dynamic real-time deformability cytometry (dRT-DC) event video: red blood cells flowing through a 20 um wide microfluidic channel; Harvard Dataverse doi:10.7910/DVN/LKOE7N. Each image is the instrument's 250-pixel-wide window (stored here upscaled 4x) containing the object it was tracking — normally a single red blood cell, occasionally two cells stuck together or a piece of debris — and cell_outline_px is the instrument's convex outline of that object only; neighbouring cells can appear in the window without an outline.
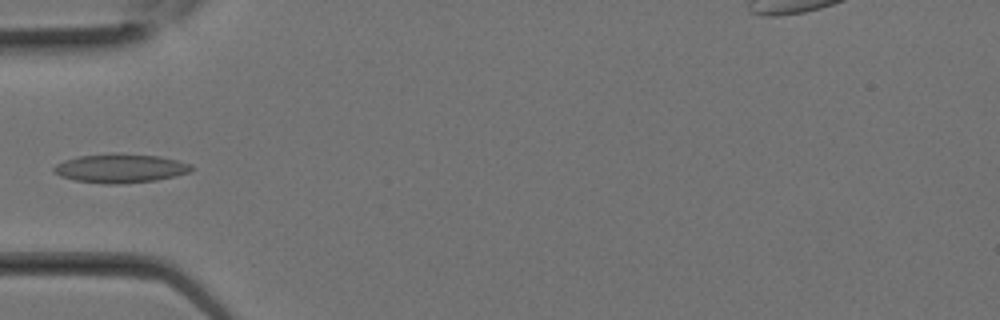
{"species": "Egyptian fruit bat (a non-hibernating species)", "species_latin": "Rousettus aegyptiacus", "temperature_condition": "room temperature", "stored_images_in_passage": 6, "camera_frame_rate_fps": 3000, "um_per_image_px": 0.085, "animal": {"sex": "female"}, "frame": {"image": 1, "passage_image": 5, "time_ms": 1.333, "image_size_px": [1000, 320], "cell_outline_px": [[196, 168], [188, 172], [176, 176], [156, 180], [120, 184], [104, 184], [76, 180], [60, 176], [52, 172], [52, 168], [56, 164], [64, 160], [80, 156], [112, 152], [116, 152], [160, 156], [192, 164]], "centroid_in_image_um": [10.23, 14.29], "position_along_channel_um": 74.8, "area_um2": 23.52}}